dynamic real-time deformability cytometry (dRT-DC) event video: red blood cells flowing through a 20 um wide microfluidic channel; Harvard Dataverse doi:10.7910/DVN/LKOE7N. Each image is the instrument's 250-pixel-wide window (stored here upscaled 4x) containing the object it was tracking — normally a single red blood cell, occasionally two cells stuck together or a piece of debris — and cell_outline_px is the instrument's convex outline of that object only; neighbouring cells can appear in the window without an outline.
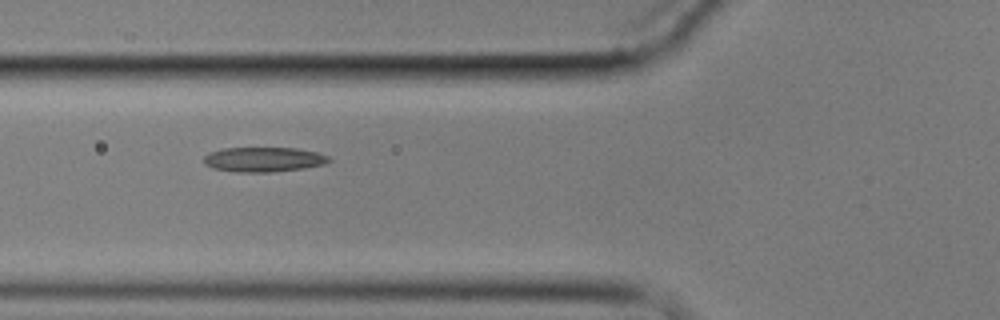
{"species": "common noctule bat (a hibernating species)", "species_latin": "Nyctalus noctula", "temperature_condition": "cold", "stored_images_in_passage": 4, "camera_frame_rate_fps": 3000, "um_per_image_px": 0.085, "animal": {"sex": "male", "body_mass_g": 17.9}, "frame": {"image": 1, "passage_image": 3, "time_ms": 2.333, "image_size_px": [1000, 320], "cell_outline_px": [[332, 160], [324, 164], [304, 168], [272, 172], [240, 172], [212, 168], [204, 164], [204, 156], [208, 152], [224, 148], [296, 148], [316, 152], [328, 156]], "centroid_in_image_um": [22.39, 13.55], "position_along_channel_um": 103.4, "area_um2": 18.03}}
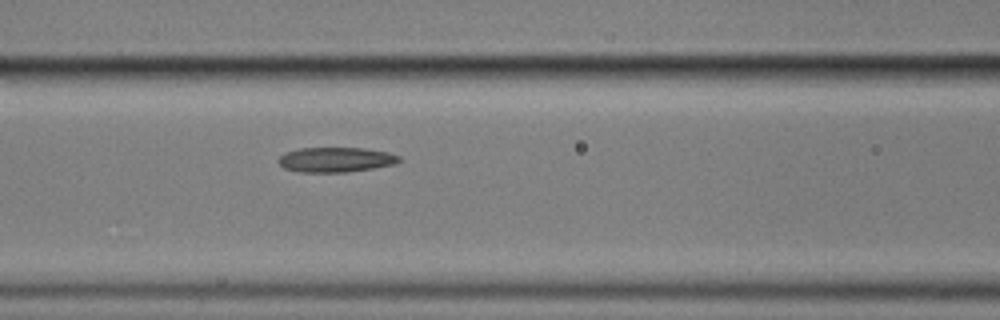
{"frame": {"image": 2, "passage_image": 4, "time_ms": 3.333, "image_size_px": [1000, 320], "cell_outline_px": [[404, 160], [396, 164], [348, 172], [300, 172], [284, 168], [276, 160], [284, 152], [300, 148], [364, 148], [388, 152], [400, 156]], "centroid_in_image_um": [28.56, 13.57], "position_along_channel_um": 138.0, "area_um2": 17.69}}